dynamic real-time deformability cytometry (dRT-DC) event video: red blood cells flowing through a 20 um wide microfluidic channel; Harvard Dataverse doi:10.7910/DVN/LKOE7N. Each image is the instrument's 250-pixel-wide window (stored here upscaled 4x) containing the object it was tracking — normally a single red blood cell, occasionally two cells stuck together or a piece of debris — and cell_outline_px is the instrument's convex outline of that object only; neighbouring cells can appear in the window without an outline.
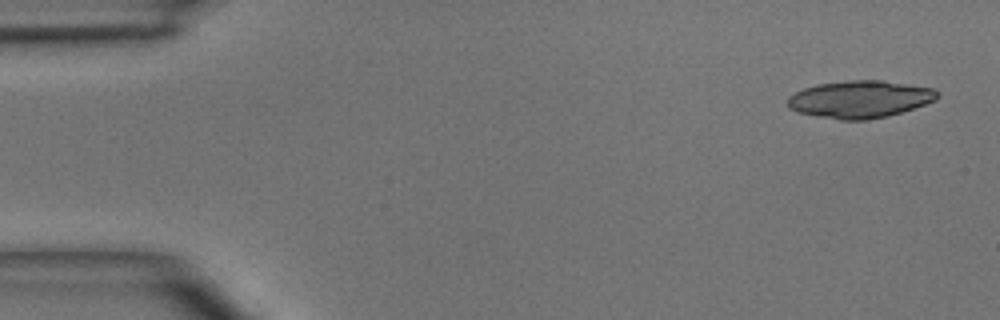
{"species": "common noctule bat (a hibernating species)", "species_latin": "Nyctalus noctula", "temperature_condition": "room temperature", "stored_images_in_passage": 3, "camera_frame_rate_fps": 3000, "um_per_image_px": 0.085, "animal": {"sex": "male", "body_mass_g": 15.6}, "frame": {"image": 1, "passage_image": 1, "time_ms": 0.0, "image_size_px": [1000, 320], "cell_outline_px": [[936, 100], [888, 116], [864, 120], [840, 120], [796, 112], [788, 108], [788, 96], [804, 88], [816, 84], [848, 80], [880, 80], [936, 88]], "centroid_in_image_um": [73.05, 8.43], "position_along_channel_um": 11.9, "area_um2": 32.43}}